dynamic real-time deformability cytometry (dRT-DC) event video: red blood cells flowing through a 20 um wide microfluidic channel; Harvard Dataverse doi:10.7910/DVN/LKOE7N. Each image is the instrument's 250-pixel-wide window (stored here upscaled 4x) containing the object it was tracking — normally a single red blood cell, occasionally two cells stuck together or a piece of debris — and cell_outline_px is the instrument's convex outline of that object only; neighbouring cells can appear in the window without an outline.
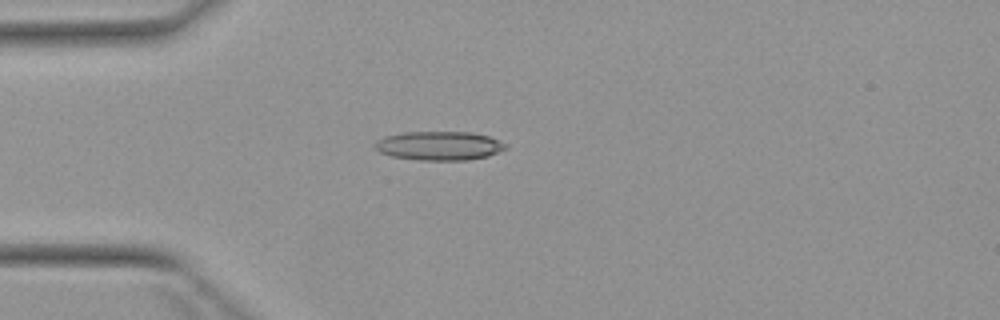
{"species": "Egyptian fruit bat (a non-hibernating species)", "species_latin": "Rousettus aegyptiacus", "temperature_condition": "warm", "stored_images_in_passage": 5, "camera_frame_rate_fps": 3000, "um_per_image_px": 0.085, "animal": {"sex": "female"}, "frame": {"image": 1, "passage_image": 3, "time_ms": 2.333, "image_size_px": [1000, 320], "cell_outline_px": [[508, 148], [488, 156], [468, 160], [420, 160], [392, 156], [380, 152], [372, 144], [376, 140], [388, 136], [404, 132], [472, 132], [488, 136], [508, 144]], "centroid_in_image_um": [37.36, 12.39], "position_along_channel_um": 47.6, "area_um2": 22.02}}